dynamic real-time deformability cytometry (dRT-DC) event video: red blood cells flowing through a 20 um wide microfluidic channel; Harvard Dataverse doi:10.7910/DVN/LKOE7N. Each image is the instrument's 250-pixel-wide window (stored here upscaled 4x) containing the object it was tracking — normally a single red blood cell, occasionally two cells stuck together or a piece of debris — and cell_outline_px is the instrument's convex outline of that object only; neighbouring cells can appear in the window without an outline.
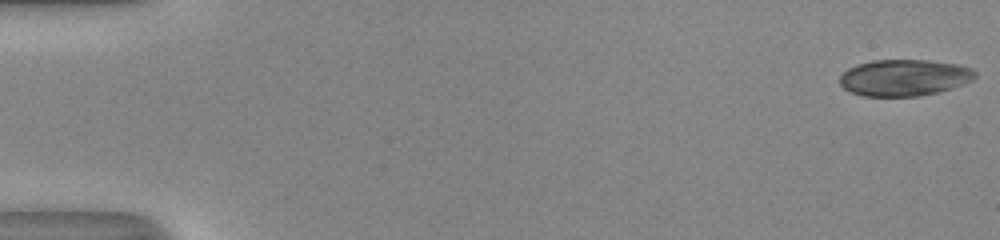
{"species": "human", "species_latin": "Homo sapiens", "temperature_condition": "room temperature", "stored_images_in_passage": 51, "camera_frame_rate_fps": 3000, "um_per_image_px": 0.085, "donor": {"sex": "male"}, "frame": {"image": 1, "passage_image": 1, "time_ms": 0.0, "image_size_px": [1000, 240], "cell_outline_px": [[976, 76], [972, 80], [964, 84], [940, 92], [920, 96], [864, 96], [852, 92], [844, 88], [840, 84], [840, 76], [848, 68], [872, 60], [928, 60], [960, 64], [972, 68], [976, 72]], "centroid_in_image_um": [76.91, 6.6], "position_along_channel_um": 8.1, "area_um2": 28.9}}
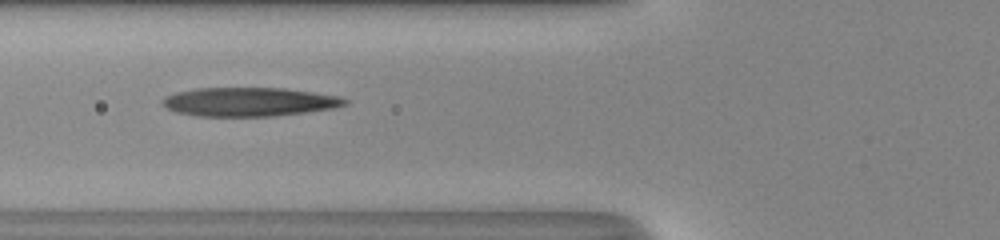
{"frame": {"image": 2, "passage_image": 21, "time_ms": 6.667, "image_size_px": [1000, 240], "cell_outline_px": [[348, 104], [332, 108], [304, 112], [272, 116], [196, 116], [176, 112], [160, 104], [160, 100], [176, 92], [196, 88], [284, 88], [340, 96], [348, 100]], "centroid_in_image_um": [21.16, 8.65], "position_along_channel_um": 104.6, "area_um2": 30.58}}
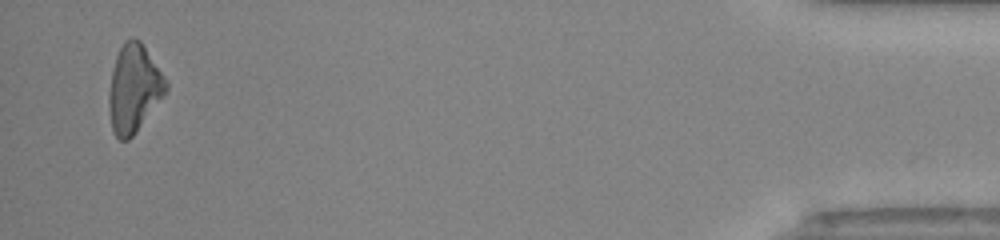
{"frame": {"image": 3, "passage_image": 50, "time_ms": 16.333, "image_size_px": [1000, 240], "cell_outline_px": [[168, 88], [164, 96], [136, 132], [128, 140], [120, 140], [112, 132], [108, 108], [108, 92], [112, 68], [116, 56], [124, 40], [132, 36], [140, 40], [168, 84]], "centroid_in_image_um": [11.34, 7.54], "position_along_channel_um": 423.9, "area_um2": 29.19}, "authors_computed_cell_mechanics": {"area_um2": 30.056, "velocity_mm_per_s": 4.164, "shape_relaxation_time_tau1_ms": 6.4921, "shape_relaxation_time_tau2_ms": 4.1123, "deformation_change_tau1": 0.2345, "deformation_change_tau2": 0.1813}}